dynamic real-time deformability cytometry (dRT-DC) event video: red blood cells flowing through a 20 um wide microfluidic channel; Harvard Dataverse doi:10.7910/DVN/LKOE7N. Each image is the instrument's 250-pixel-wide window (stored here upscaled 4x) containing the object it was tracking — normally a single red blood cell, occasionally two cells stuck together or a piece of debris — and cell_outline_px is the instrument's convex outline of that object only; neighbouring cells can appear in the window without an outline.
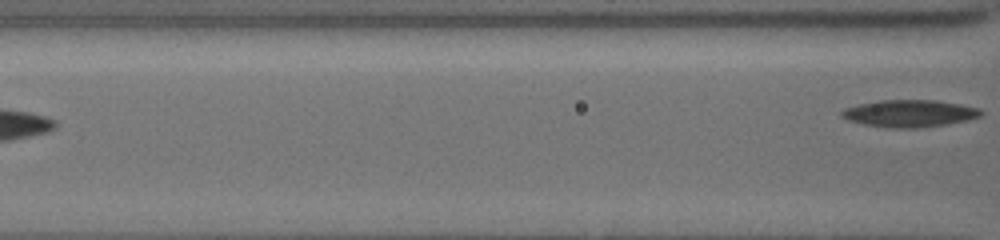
{"species": "common noctule bat (a hibernating species)", "species_latin": "Nyctalus noctula", "temperature_condition": "cold", "stored_images_in_passage": 18, "segment_of_instrument_passage": [2, 2], "camera_frame_rate_fps": 3000, "um_per_image_px": 0.085, "animal": {"sex": "female", "body_mass_g": 19.5, "forearm_length_mm": 54.1}, "frame": {"image": 1, "passage_image": 18, "time_ms": 9.333, "image_size_px": [1000, 240], "cell_outline_px": [[984, 112], [980, 116], [964, 120], [944, 124], [912, 128], [896, 128], [864, 124], [848, 120], [840, 116], [840, 112], [844, 108], [860, 104], [880, 100], [936, 100], [960, 104], [980, 108]], "centroid_in_image_um": [77.29, 9.62], "position_along_channel_um": 89.3, "area_um2": 21.73}}